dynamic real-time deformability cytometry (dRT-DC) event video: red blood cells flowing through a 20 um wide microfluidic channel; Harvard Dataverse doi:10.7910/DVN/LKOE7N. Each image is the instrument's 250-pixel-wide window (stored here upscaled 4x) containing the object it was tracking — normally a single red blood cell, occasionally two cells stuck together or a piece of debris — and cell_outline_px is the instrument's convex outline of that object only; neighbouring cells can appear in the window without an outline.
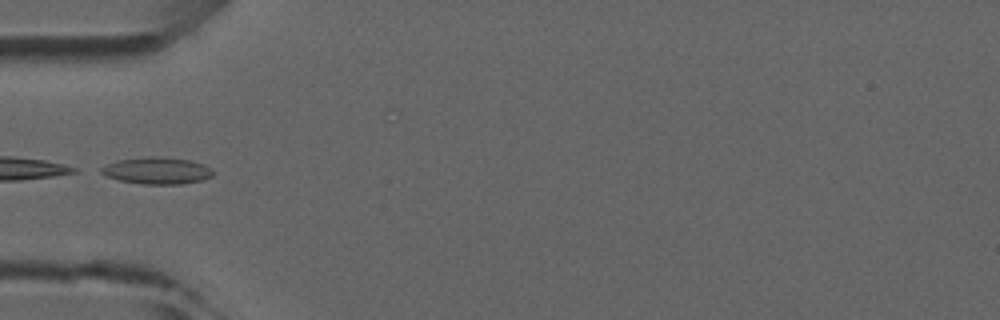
{"species": "common noctule bat (a hibernating species)", "species_latin": "Nyctalus noctula", "temperature_condition": "room temperature", "stored_images_in_passage": 6, "camera_frame_rate_fps": 3000, "um_per_image_px": 0.085, "animal": {"sex": "male", "forearm_length_mm": 52.5}, "frame": {"image": 1, "passage_image": 5, "time_ms": 4.333, "image_size_px": [1000, 320], "cell_outline_px": [[212, 176], [204, 180], [180, 184], [144, 184], [120, 180], [108, 176], [100, 172], [100, 168], [116, 160], [148, 156], [164, 156], [192, 160], [204, 164], [212, 168]], "centroid_in_image_um": [13.39, 14.49], "position_along_channel_um": 71.6, "area_um2": 17.63}}